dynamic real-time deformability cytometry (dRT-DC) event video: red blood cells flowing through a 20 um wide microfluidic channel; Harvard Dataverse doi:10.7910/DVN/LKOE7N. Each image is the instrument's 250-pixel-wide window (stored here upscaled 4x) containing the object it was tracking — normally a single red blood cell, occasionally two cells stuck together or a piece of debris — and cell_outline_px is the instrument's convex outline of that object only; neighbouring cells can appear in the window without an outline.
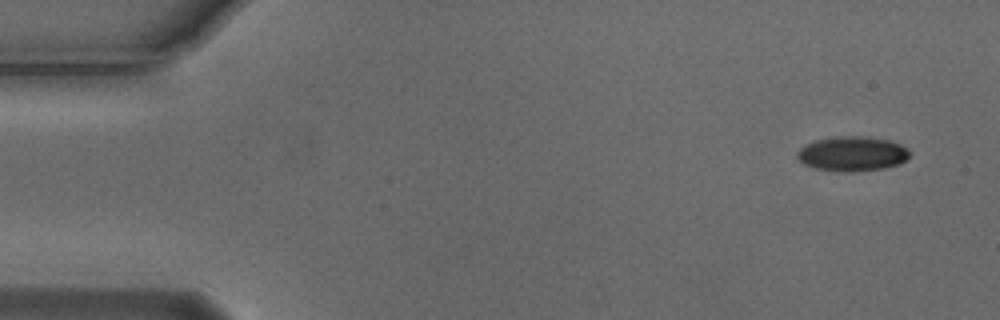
{"species": "Egyptian fruit bat (a non-hibernating species)", "species_latin": "Rousettus aegyptiacus", "temperature_condition": "cold", "stored_images_in_passage": 5, "camera_frame_rate_fps": 3000, "um_per_image_px": 0.085, "animal": {"sex": "male"}, "frame": {"image": 1, "passage_image": 1, "time_ms": 0.0, "image_size_px": [1000, 320], "cell_outline_px": [[912, 152], [900, 164], [884, 168], [852, 172], [844, 172], [816, 168], [804, 164], [796, 156], [796, 152], [800, 148], [816, 140], [840, 136], [860, 136], [888, 140], [900, 144]], "centroid_in_image_um": [72.45, 13.08], "position_along_channel_um": 12.5, "area_um2": 22.54}}
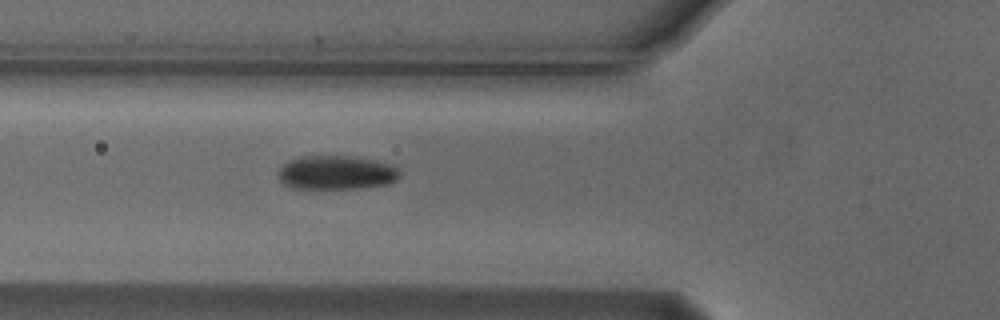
{"frame": {"image": 2, "passage_image": 5, "time_ms": 1.333, "image_size_px": [1000, 320], "cell_outline_px": [[400, 176], [396, 180], [388, 184], [360, 188], [292, 188], [284, 184], [276, 176], [276, 172], [288, 160], [300, 156], [352, 156], [376, 160], [392, 164], [400, 172]], "centroid_in_image_um": [28.57, 14.66], "position_along_channel_um": 97.2, "area_um2": 24.28}}